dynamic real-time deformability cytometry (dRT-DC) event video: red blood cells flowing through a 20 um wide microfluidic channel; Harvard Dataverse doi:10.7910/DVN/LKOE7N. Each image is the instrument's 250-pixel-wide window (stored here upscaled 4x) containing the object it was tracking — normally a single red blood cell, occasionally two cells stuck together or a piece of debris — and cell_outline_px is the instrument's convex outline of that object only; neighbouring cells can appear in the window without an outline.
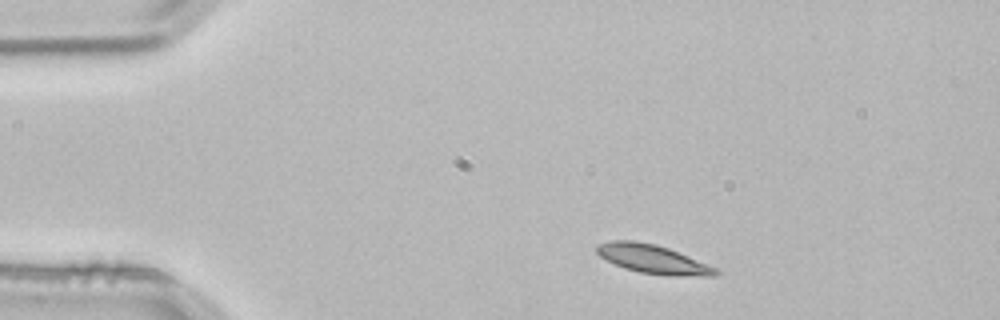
{"species": "common noctule bat (a hibernating species)", "species_latin": "Nyctalus noctula", "temperature_condition": "room temperature", "stored_images_in_passage": 2, "camera_frame_rate_fps": 3000, "um_per_image_px": 0.085, "animal": {"sex": "male", "body_mass_g": 21.5, "forearm_length_mm": 52.0}, "frame": {"image": 1, "passage_image": 1, "time_ms": 0.0, "image_size_px": [1000, 320], "cell_outline_px": [[720, 272], [716, 276], [668, 276], [640, 272], [624, 268], [600, 256], [596, 252], [596, 244], [608, 240], [636, 240], [656, 244], [668, 248], [716, 268]], "centroid_in_image_um": [55.46, 22.02], "position_along_channel_um": 29.5, "area_um2": 19.94}}